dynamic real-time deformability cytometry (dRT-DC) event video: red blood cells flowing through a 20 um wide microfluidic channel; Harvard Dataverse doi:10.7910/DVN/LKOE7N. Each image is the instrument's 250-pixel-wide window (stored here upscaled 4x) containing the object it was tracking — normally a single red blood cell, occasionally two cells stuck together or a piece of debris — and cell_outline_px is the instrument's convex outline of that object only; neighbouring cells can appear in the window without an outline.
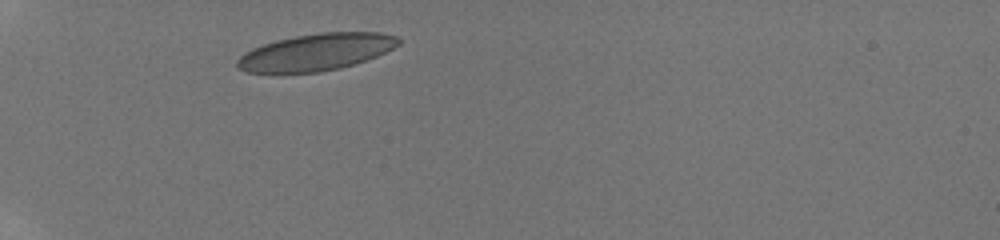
{"species": "human", "species_latin": "Homo sapiens", "temperature_condition": "room temperature", "stored_images_in_passage": 3, "camera_frame_rate_fps": 3000, "um_per_image_px": 0.085, "donor": {"sex": "male"}, "frame": {"image": 1, "passage_image": 1, "time_ms": 0.0, "image_size_px": [1000, 240], "cell_outline_px": [[400, 44], [376, 56], [340, 68], [320, 72], [280, 76], [276, 76], [248, 72], [236, 68], [236, 60], [244, 52], [252, 48], [276, 40], [296, 36], [320, 32], [380, 32], [396, 36], [400, 40]], "centroid_in_image_um": [26.75, 4.48], "position_along_channel_um": 58.2, "area_um2": 35.49}}
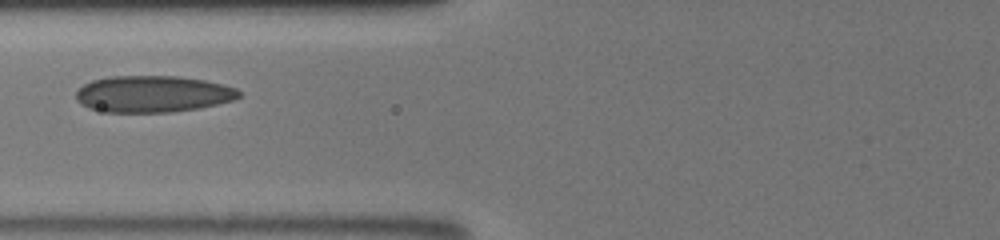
{"frame": {"image": 2, "passage_image": 3, "time_ms": 2.0, "image_size_px": [1000, 240], "cell_outline_px": [[240, 96], [232, 100], [200, 108], [172, 112], [104, 112], [88, 108], [80, 104], [76, 100], [76, 92], [84, 84], [92, 80], [108, 76], [176, 76], [204, 80], [224, 84], [236, 88], [240, 92]], "centroid_in_image_um": [12.96, 7.99], "position_along_channel_um": 112.8, "area_um2": 34.91}}